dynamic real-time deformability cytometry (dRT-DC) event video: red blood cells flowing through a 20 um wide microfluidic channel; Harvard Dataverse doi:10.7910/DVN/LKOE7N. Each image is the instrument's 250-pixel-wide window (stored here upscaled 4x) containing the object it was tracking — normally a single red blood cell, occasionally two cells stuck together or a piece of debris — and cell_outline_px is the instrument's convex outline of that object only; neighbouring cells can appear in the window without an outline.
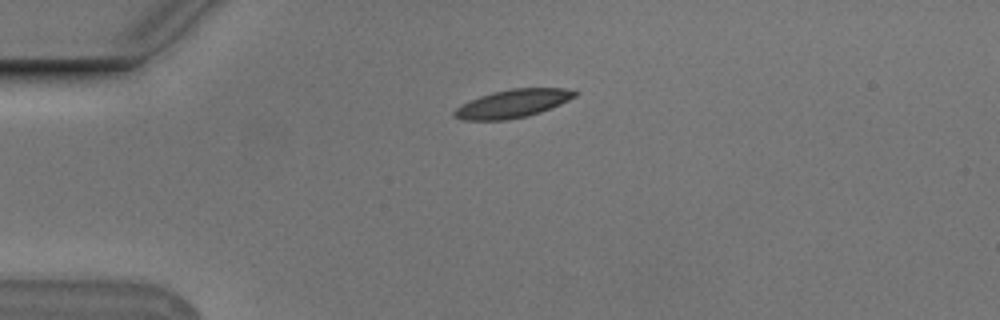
{"species": "Egyptian fruit bat (a non-hibernating species)", "species_latin": "Rousettus aegyptiacus", "temperature_condition": "cold", "stored_images_in_passage": 18, "camera_frame_rate_fps": 3000, "um_per_image_px": 0.085, "animal": {"sex": "male"}, "frame": {"image": 1, "passage_image": 1, "time_ms": 0.0, "image_size_px": [1000, 320], "cell_outline_px": [[580, 92], [576, 96], [560, 104], [540, 112], [528, 116], [508, 120], [460, 120], [452, 116], [452, 112], [460, 104], [468, 100], [492, 92], [512, 88], [564, 88]], "centroid_in_image_um": [43.53, 8.81], "position_along_channel_um": 41.5, "area_um2": 20.0}}
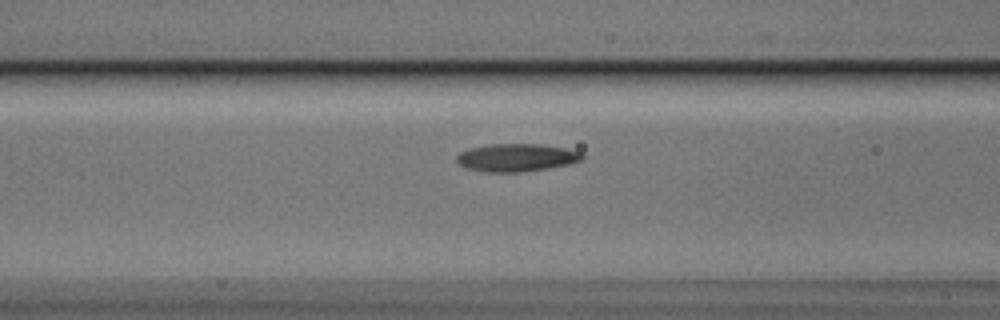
{"frame": {"image": 2, "passage_image": 10, "time_ms": 3.0, "image_size_px": [1000, 320], "cell_outline_px": [[584, 160], [568, 164], [548, 168], [520, 172], [484, 172], [468, 168], [460, 164], [456, 160], [456, 156], [460, 152], [472, 148], [488, 144], [540, 144], [564, 148], [580, 152], [584, 156]], "centroid_in_image_um": [43.91, 13.39], "position_along_channel_um": 122.7, "area_um2": 20.23}}
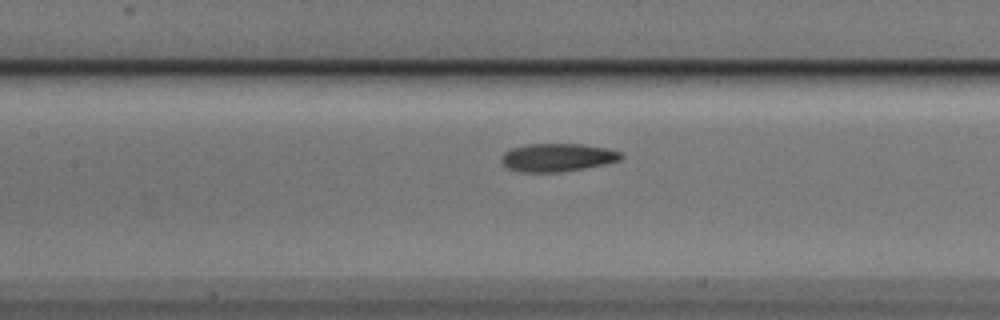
{"frame": {"image": 3, "passage_image": 13, "time_ms": 4.0, "image_size_px": [1000, 320], "cell_outline_px": [[624, 156], [620, 160], [604, 164], [584, 168], [560, 172], [520, 172], [508, 168], [500, 160], [500, 156], [504, 152], [512, 148], [528, 144], [580, 144], [608, 148], [620, 152]], "centroid_in_image_um": [47.36, 13.38], "position_along_channel_um": 160.0, "area_um2": 19.59}}